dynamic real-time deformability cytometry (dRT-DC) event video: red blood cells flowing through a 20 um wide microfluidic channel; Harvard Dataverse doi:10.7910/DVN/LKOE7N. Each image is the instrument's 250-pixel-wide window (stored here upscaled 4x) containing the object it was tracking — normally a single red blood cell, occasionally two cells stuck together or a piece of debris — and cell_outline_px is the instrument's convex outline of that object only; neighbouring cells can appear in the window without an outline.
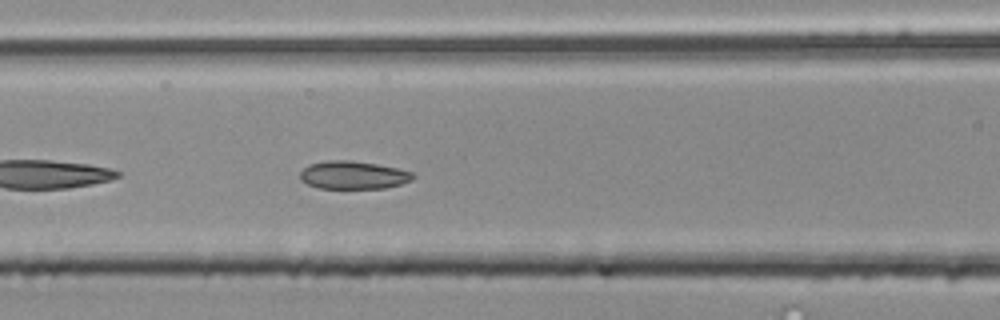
{"species": "common noctule bat (a hibernating species)", "species_latin": "Nyctalus noctula", "temperature_condition": "room temperature", "stored_images_in_passage": 38, "camera_frame_rate_fps": 3000, "um_per_image_px": 0.085, "animal": {"sex": "male", "body_mass_g": 20.4}, "frame": {"image": 1, "passage_image": 7, "time_ms": 2.0, "image_size_px": [1000, 320], "cell_outline_px": [[416, 176], [412, 180], [400, 184], [384, 188], [320, 188], [308, 184], [300, 180], [300, 172], [308, 164], [328, 160], [348, 160], [376, 164], [400, 168], [412, 172]], "centroid_in_image_um": [30.03, 14.87], "position_along_channel_um": 136.6, "area_um2": 18.44}}
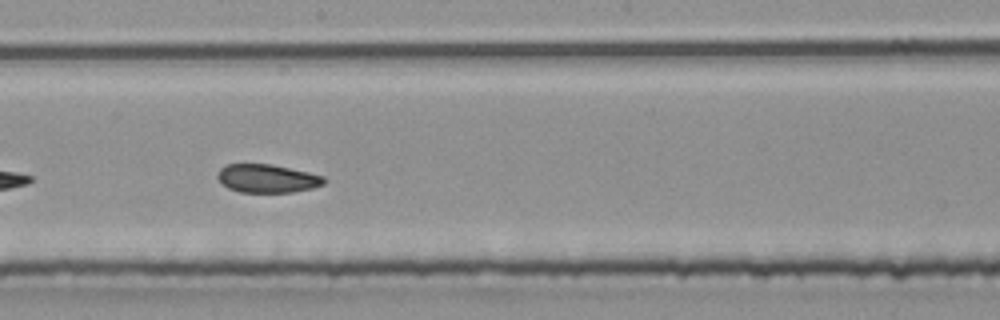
{"frame": {"image": 2, "passage_image": 14, "time_ms": 4.333, "image_size_px": [1000, 320], "cell_outline_px": [[324, 184], [312, 188], [292, 192], [240, 192], [228, 188], [216, 176], [220, 168], [228, 164], [272, 164], [308, 172], [324, 176]], "centroid_in_image_um": [22.71, 15.16], "position_along_channel_um": 225.5, "area_um2": 17.46}}
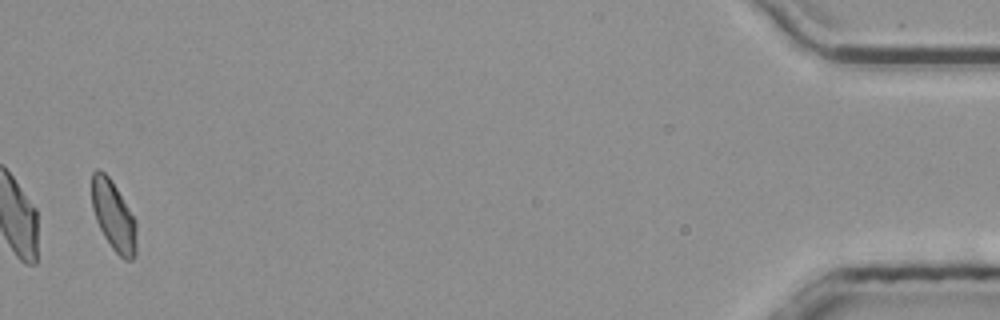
{"frame": {"image": 3, "passage_image": 37, "time_ms": 12.0, "image_size_px": [1000, 320], "cell_outline_px": [[136, 256], [132, 260], [124, 260], [112, 248], [104, 236], [96, 220], [92, 208], [92, 172], [96, 168], [100, 168], [108, 176], [116, 188], [136, 220]], "centroid_in_image_um": [9.65, 18.36], "position_along_channel_um": 425.5, "area_um2": 18.15}, "authors_computed_cell_mechanics": {"area_um2": 18.1492, "velocity_mm_per_s": 3.815, "shape_relaxation_time_tau1_ms": 6.5142, "shape_relaxation_time_tau2_ms": 2.5506, "deformation_change_tau1": 0.0938, "deformation_change_tau2": 0.0695}}